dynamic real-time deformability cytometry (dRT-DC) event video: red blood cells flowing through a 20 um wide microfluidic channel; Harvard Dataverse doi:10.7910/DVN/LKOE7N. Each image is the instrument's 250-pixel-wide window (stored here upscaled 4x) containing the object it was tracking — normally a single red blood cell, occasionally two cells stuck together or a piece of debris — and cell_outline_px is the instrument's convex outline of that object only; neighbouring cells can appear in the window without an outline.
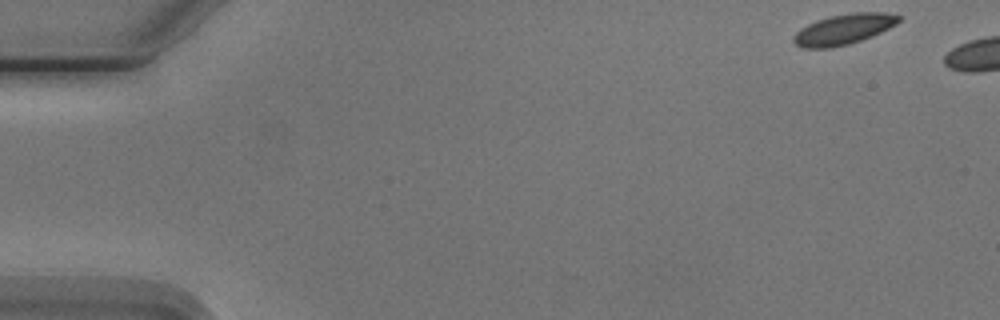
{"species": "Egyptian fruit bat (a non-hibernating species)", "species_latin": "Rousettus aegyptiacus", "temperature_condition": "cold", "stored_images_in_passage": 3, "camera_frame_rate_fps": 3000, "um_per_image_px": 0.085, "animal": {"sex": "male"}, "frame": {"image": 1, "passage_image": 1, "time_ms": 0.0, "image_size_px": [1000, 320], "cell_outline_px": [[900, 20], [896, 24], [872, 36], [848, 44], [832, 48], [800, 48], [792, 40], [792, 36], [800, 28], [816, 20], [828, 16], [852, 12], [884, 12], [900, 16]], "centroid_in_image_um": [71.66, 2.48], "position_along_channel_um": 13.3, "area_um2": 18.73}}